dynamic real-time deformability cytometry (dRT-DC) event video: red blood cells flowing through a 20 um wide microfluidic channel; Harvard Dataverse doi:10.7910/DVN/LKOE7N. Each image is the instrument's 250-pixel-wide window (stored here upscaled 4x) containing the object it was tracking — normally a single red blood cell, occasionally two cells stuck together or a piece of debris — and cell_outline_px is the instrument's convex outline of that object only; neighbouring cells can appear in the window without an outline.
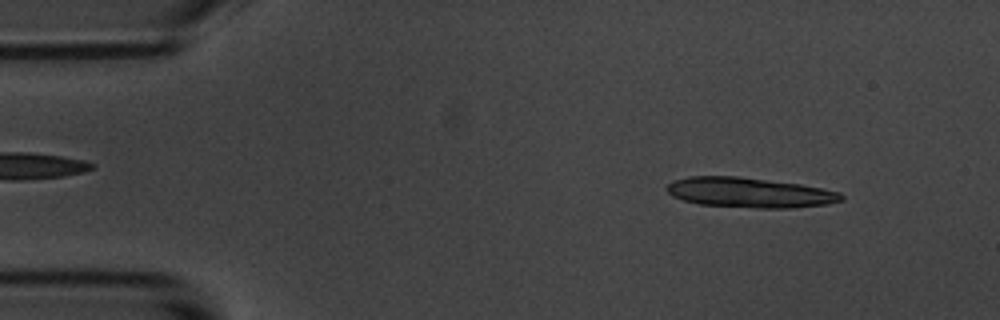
{"species": "common noctule bat (a hibernating species)", "species_latin": "Nyctalus noctula", "temperature_condition": "room temperature", "stored_images_in_passage": 14, "camera_frame_rate_fps": 3000, "um_per_image_px": 0.085, "animal": {"sex": "male", "body_mass_g": 20.1, "forearm_length_mm": 53.5}, "frame": {"image": 1, "passage_image": 5, "time_ms": 1.333, "image_size_px": [1000, 320], "cell_outline_px": [[844, 200], [828, 204], [792, 208], [756, 208], [700, 204], [684, 200], [672, 196], [664, 188], [672, 180], [688, 176], [736, 176], [800, 184], [840, 192], [844, 196]], "centroid_in_image_um": [63.7, 16.37], "position_along_channel_um": 21.3, "area_um2": 30.58}}